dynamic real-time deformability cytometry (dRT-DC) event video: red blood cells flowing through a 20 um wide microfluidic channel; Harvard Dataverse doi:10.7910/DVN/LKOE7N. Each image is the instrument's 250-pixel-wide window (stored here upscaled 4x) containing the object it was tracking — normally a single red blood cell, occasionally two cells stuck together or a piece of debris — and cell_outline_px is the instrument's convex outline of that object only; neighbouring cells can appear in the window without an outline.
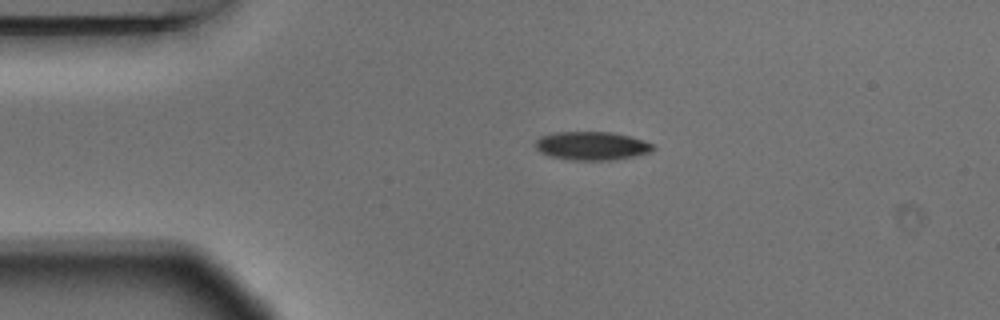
{"species": "Egyptian fruit bat (a non-hibernating species)", "species_latin": "Rousettus aegyptiacus", "temperature_condition": "warm", "stored_images_in_passage": 3, "camera_frame_rate_fps": 3000, "um_per_image_px": 0.085, "animal": {"sex": "male"}, "frame": {"image": 1, "passage_image": 2, "time_ms": 0.333, "image_size_px": [1000, 320], "cell_outline_px": [[656, 148], [652, 152], [632, 156], [608, 160], [572, 160], [548, 156], [540, 152], [536, 148], [536, 140], [540, 136], [552, 132], [612, 132], [644, 140], [652, 144]], "centroid_in_image_um": [50.28, 12.39], "position_along_channel_um": 34.7, "area_um2": 19.54}}